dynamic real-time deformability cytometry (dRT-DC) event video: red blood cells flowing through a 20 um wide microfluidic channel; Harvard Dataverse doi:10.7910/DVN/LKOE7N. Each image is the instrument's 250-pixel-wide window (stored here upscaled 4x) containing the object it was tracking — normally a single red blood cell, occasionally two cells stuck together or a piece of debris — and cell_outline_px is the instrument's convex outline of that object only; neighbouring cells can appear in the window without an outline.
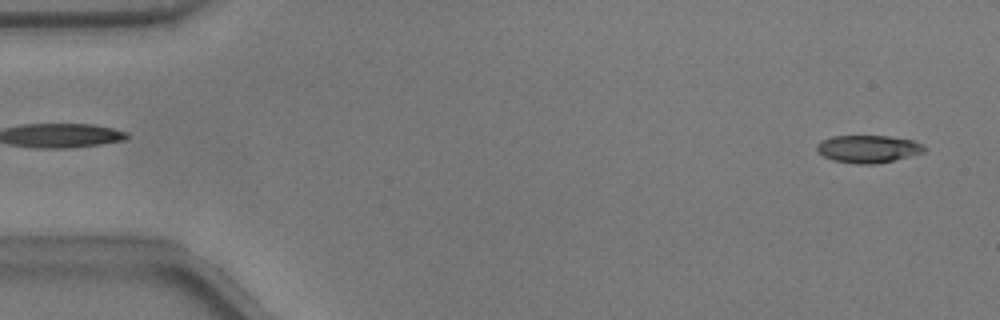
{"species": "common noctule bat (a hibernating species)", "species_latin": "Nyctalus noctula", "temperature_condition": "warm", "stored_images_in_passage": 52, "camera_frame_rate_fps": 3000, "um_per_image_px": 0.085, "animal": {"sex": "male", "body_mass_g": 17.9}, "frame": {"image": 1, "passage_image": 2, "time_ms": 0.333, "image_size_px": [1000, 320], "cell_outline_px": [[928, 148], [924, 152], [892, 160], [872, 164], [856, 164], [832, 160], [816, 152], [816, 144], [820, 140], [832, 136], [888, 136], [912, 140]], "centroid_in_image_um": [73.73, 12.65], "position_along_channel_um": 11.3, "area_um2": 17.22}}
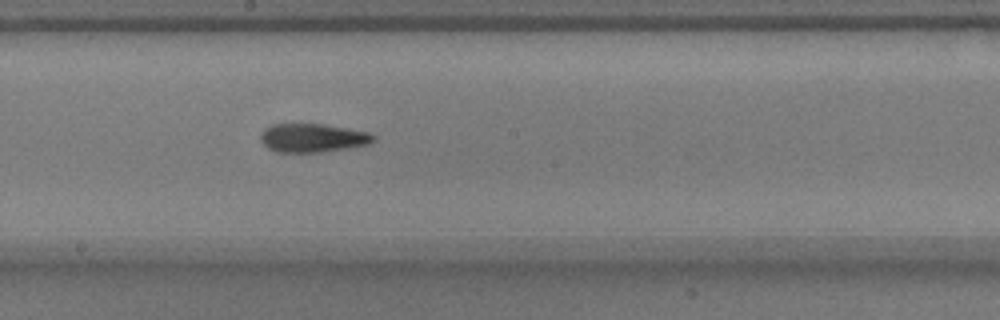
{"frame": {"image": 2, "passage_image": 28, "time_ms": 9.0, "image_size_px": [1000, 320], "cell_outline_px": [[376, 140], [368, 144], [348, 148], [320, 152], [276, 152], [268, 148], [260, 140], [260, 136], [264, 128], [272, 124], [324, 124], [348, 128], [368, 132], [376, 136]], "centroid_in_image_um": [26.58, 11.72], "position_along_channel_um": 221.6, "area_um2": 18.9}}
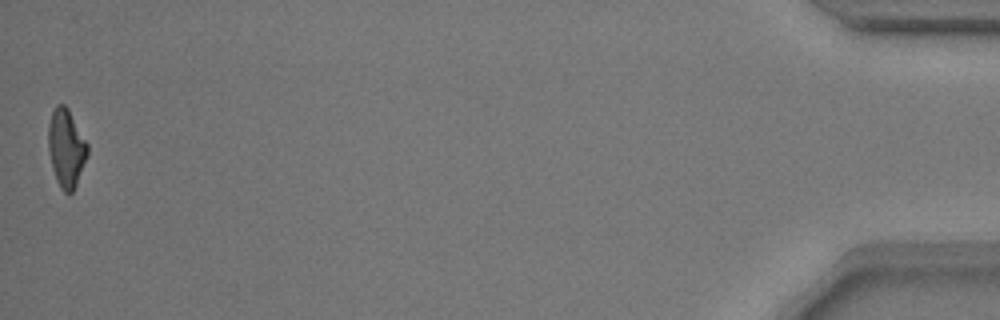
{"frame": {"image": 3, "passage_image": 52, "time_ms": 17.0, "image_size_px": [1000, 320], "cell_outline_px": [[88, 156], [76, 184], [72, 192], [64, 192], [60, 188], [56, 180], [52, 168], [48, 148], [48, 124], [52, 112], [56, 104], [64, 104], [68, 108], [88, 144]], "centroid_in_image_um": [5.62, 12.57], "position_along_channel_um": 429.6, "area_um2": 17.86}, "authors_computed_cell_mechanics": {"area_um2": 18.0625, "velocity_mm_per_s": 3.7981, "shape_relaxation_time_tau1_ms": 10.812, "shape_relaxation_time_tau2_ms": 4.0268, "deformation_change_tau1": 0.2866, "deformation_change_tau2": 0.1347}}